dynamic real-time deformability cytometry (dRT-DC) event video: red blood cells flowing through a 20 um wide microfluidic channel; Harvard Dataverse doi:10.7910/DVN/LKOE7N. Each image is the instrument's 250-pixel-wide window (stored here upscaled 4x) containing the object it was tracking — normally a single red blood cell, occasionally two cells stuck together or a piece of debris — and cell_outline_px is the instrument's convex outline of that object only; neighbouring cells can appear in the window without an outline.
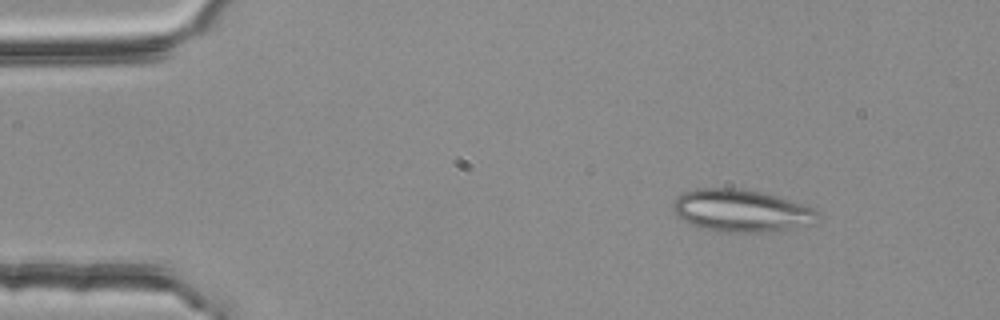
{"species": "common noctule bat (a hibernating species)", "species_latin": "Nyctalus noctula", "temperature_condition": "room temperature", "stored_images_in_passage": 4, "camera_frame_rate_fps": 3000, "um_per_image_px": 0.085, "animal": {"sex": "female", "body_mass_g": 25.1}, "frame": {"image": 1, "passage_image": 2, "time_ms": 0.333, "image_size_px": [1000, 320], "cell_outline_px": [[816, 212], [812, 224], [760, 232], [736, 232], [708, 228], [692, 224], [684, 220], [672, 208], [672, 204], [676, 196], [684, 192], [696, 188], [740, 188], [760, 192], [788, 200], [812, 208]], "centroid_in_image_um": [62.93, 17.87], "position_along_channel_um": 22.1, "area_um2": 34.45}}